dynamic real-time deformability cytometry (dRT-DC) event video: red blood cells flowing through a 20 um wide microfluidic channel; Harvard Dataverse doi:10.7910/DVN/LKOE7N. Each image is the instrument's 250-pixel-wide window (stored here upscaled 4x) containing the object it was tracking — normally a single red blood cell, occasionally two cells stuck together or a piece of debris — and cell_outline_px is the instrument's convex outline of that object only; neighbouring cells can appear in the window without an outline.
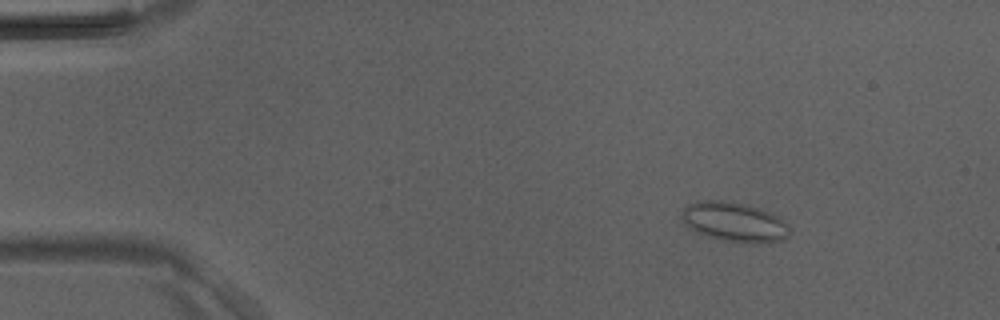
{"species": "Egyptian fruit bat (a non-hibernating species)", "species_latin": "Rousettus aegyptiacus", "temperature_condition": "room temperature", "stored_images_in_passage": 46, "camera_frame_rate_fps": 3000, "um_per_image_px": 0.085, "animal": {"sex": "male"}, "frame": {"image": 1, "passage_image": 7, "time_ms": 2.0, "image_size_px": [1000, 320], "cell_outline_px": [[788, 236], [784, 240], [764, 244], [752, 244], [720, 240], [696, 232], [688, 228], [684, 220], [684, 208], [688, 204], [704, 200], [720, 200], [744, 204], [760, 208], [780, 216], [788, 224]], "centroid_in_image_um": [62.49, 18.89], "position_along_channel_um": 22.5, "area_um2": 25.03}}
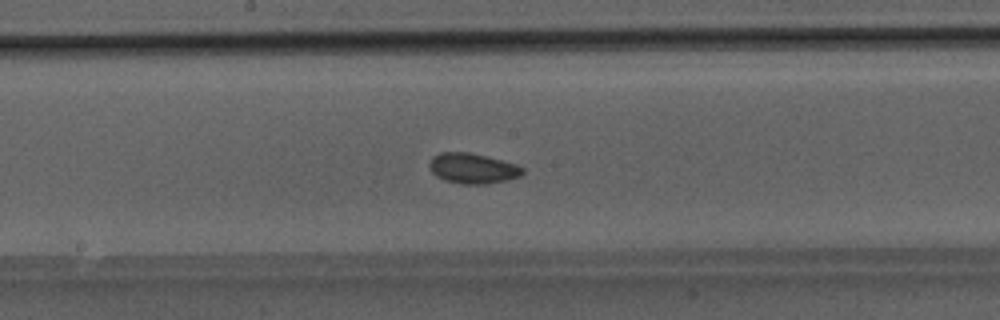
{"frame": {"image": 2, "passage_image": 25, "time_ms": 8.0, "image_size_px": [1000, 320], "cell_outline_px": [[524, 172], [520, 176], [504, 180], [484, 184], [464, 184], [444, 180], [436, 176], [432, 172], [428, 164], [432, 156], [440, 152], [468, 152], [516, 164], [524, 168]], "centroid_in_image_um": [40.14, 14.3], "position_along_channel_um": 208.1, "area_um2": 16.3}}
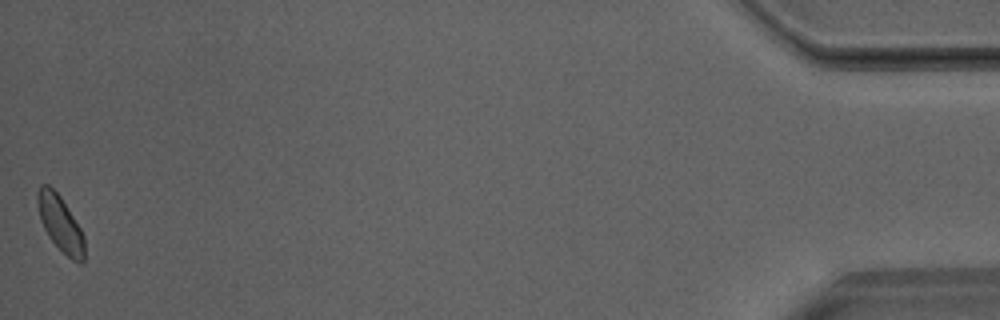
{"frame": {"image": 3, "passage_image": 46, "time_ms": 15.0, "image_size_px": [1000, 320], "cell_outline_px": [[84, 260], [80, 264], [72, 260], [48, 236], [40, 220], [36, 200], [36, 192], [40, 184], [48, 184], [60, 196], [80, 228], [84, 236]], "centroid_in_image_um": [5.1, 18.97], "position_along_channel_um": 430.1, "area_um2": 15.09}}